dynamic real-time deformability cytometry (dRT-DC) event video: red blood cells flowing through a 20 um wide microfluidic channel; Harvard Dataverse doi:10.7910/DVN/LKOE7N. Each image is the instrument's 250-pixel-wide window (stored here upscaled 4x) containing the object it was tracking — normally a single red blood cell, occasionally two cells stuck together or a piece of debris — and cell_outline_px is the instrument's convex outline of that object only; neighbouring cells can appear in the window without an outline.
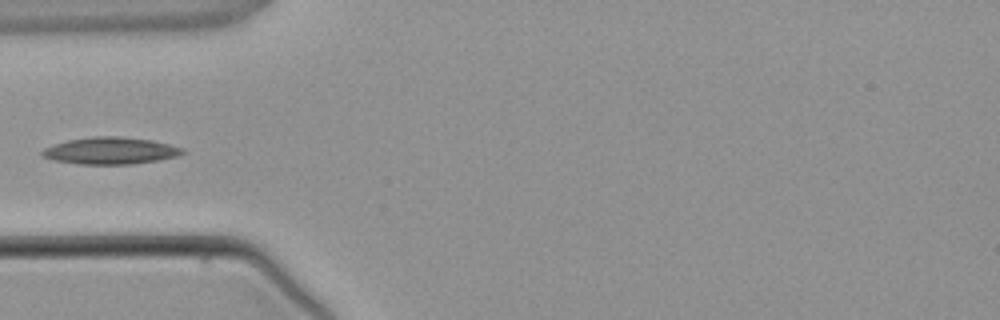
{"species": "common noctule bat (a hibernating species)", "species_latin": "Nyctalus noctula", "temperature_condition": "warm", "stored_images_in_passage": 3, "camera_frame_rate_fps": 3000, "um_per_image_px": 0.085, "animal": {"sex": "male", "body_mass_g": 21.5, "forearm_length_mm": 52.0}, "frame": {"image": 1, "passage_image": 3, "time_ms": 2.667, "image_size_px": [1000, 320], "cell_outline_px": [[184, 152], [176, 156], [156, 160], [132, 164], [80, 164], [52, 160], [40, 156], [40, 152], [44, 148], [68, 140], [92, 136], [120, 136], [152, 140], [184, 148]], "centroid_in_image_um": [9.34, 12.81], "position_along_channel_um": 75.7, "area_um2": 21.96}}